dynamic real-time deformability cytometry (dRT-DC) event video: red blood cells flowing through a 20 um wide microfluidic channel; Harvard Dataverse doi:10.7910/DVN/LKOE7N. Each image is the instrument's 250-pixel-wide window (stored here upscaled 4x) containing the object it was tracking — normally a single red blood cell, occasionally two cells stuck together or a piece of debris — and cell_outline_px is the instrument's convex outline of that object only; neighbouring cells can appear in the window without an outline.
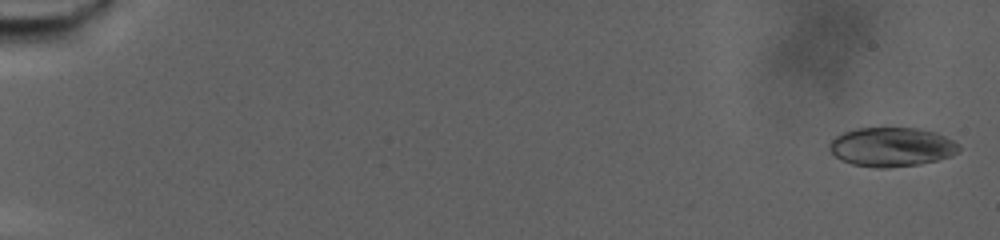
{"species": "human", "species_latin": "Homo sapiens", "temperature_condition": "warm", "stored_images_in_passage": 80, "camera_frame_rate_fps": 3000, "um_per_image_px": 0.085, "donor": {"sex": "male"}, "frame": {"image": 1, "passage_image": 2, "time_ms": 0.333, "image_size_px": [1000, 240], "cell_outline_px": [[960, 152], [952, 156], [920, 164], [888, 168], [876, 168], [852, 164], [840, 160], [828, 148], [828, 144], [836, 136], [844, 132], [856, 128], [916, 128], [936, 132], [960, 144]], "centroid_in_image_um": [75.8, 12.5], "position_along_channel_um": 9.2, "area_um2": 29.71}}
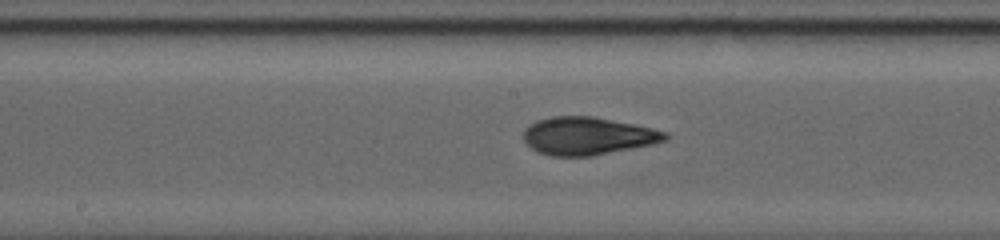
{"frame": {"image": 2, "passage_image": 45, "time_ms": 14.667, "image_size_px": [1000, 240], "cell_outline_px": [[668, 140], [652, 144], [592, 156], [552, 156], [540, 152], [532, 148], [524, 140], [524, 128], [528, 124], [536, 120], [552, 116], [592, 116], [652, 128], [668, 132]], "centroid_in_image_um": [49.94, 11.55], "position_along_channel_um": 198.3, "area_um2": 31.1}}
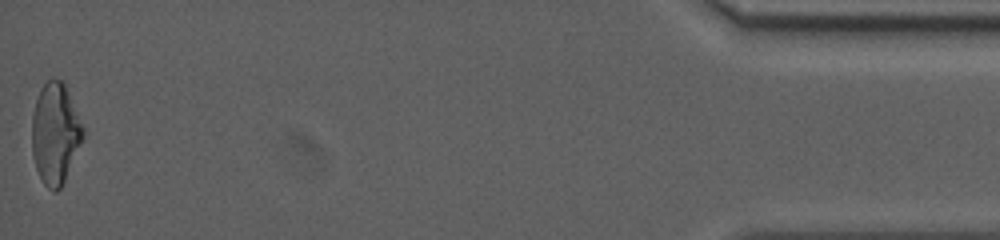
{"frame": {"image": 3, "passage_image": 80, "time_ms": 26.333, "image_size_px": [1000, 240], "cell_outline_px": [[84, 136], [64, 180], [60, 188], [56, 192], [52, 192], [44, 184], [36, 168], [32, 152], [32, 116], [36, 100], [40, 88], [52, 76], [60, 80], [64, 84], [84, 128]], "centroid_in_image_um": [4.68, 11.33], "position_along_channel_um": 430.5, "area_um2": 29.71}, "authors_computed_cell_mechanics": {"area_um2": 29.4491, "velocity_mm_per_s": 2.6955, "shape_relaxation_time_tau1_ms": 9.4497, "shape_relaxation_time_tau2_ms": 1.8505, "deformation_change_tau1": 0.2533, "deformation_change_tau2": 0.0775}}